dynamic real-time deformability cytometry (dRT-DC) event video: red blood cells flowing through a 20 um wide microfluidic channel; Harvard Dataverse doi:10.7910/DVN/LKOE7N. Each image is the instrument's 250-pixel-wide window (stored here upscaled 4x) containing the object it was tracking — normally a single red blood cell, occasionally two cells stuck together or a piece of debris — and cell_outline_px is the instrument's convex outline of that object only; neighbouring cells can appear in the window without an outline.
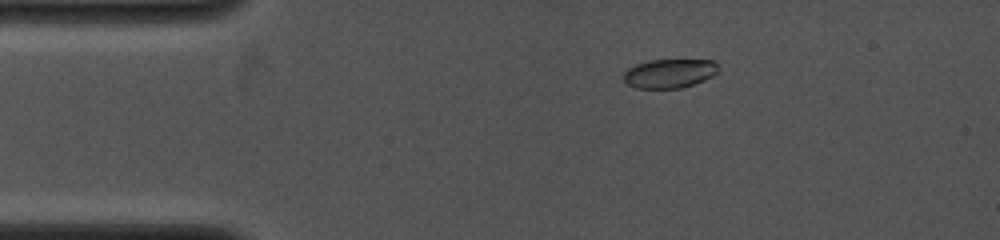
{"species": "common noctule bat (a hibernating species)", "species_latin": "Nyctalus noctula", "temperature_condition": "cold", "stored_images_in_passage": 36, "camera_frame_rate_fps": 4000, "um_per_image_px": 0.085, "animal": {"sex": "female", "body_mass_g": 19.0, "forearm_length_mm": 53.3}, "frame": {"image": 1, "passage_image": 7, "time_ms": 2.5, "image_size_px": [1000, 240], "cell_outline_px": [[720, 72], [704, 80], [680, 88], [636, 88], [628, 84], [624, 80], [624, 72], [628, 68], [636, 64], [648, 60], [712, 60], [720, 68]], "centroid_in_image_um": [56.92, 6.23], "position_along_channel_um": 28.1, "area_um2": 16.01}}
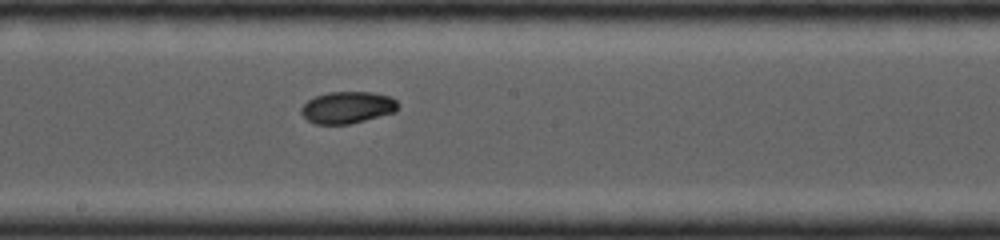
{"frame": {"image": 2, "passage_image": 20, "time_ms": 8.0, "image_size_px": [1000, 240], "cell_outline_px": [[400, 104], [396, 112], [348, 124], [316, 124], [308, 120], [300, 112], [300, 108], [308, 100], [316, 96], [328, 92], [372, 92], [388, 96], [396, 100]], "centroid_in_image_um": [29.54, 9.13], "position_along_channel_um": 218.7, "area_um2": 17.92}}
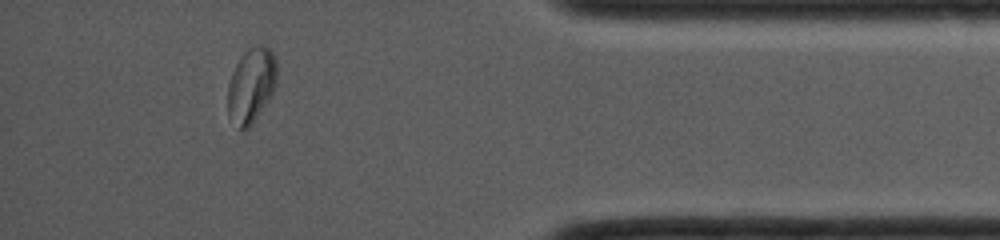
{"frame": {"image": 3, "passage_image": 32, "time_ms": 13.0, "image_size_px": [1000, 240], "cell_outline_px": [[276, 88], [252, 124], [244, 132], [240, 132], [228, 116], [228, 84], [232, 72], [236, 64], [244, 52], [248, 48], [256, 44], [268, 44], [276, 60]], "centroid_in_image_um": [21.36, 7.25], "position_along_channel_um": 413.8, "area_um2": 21.85}}